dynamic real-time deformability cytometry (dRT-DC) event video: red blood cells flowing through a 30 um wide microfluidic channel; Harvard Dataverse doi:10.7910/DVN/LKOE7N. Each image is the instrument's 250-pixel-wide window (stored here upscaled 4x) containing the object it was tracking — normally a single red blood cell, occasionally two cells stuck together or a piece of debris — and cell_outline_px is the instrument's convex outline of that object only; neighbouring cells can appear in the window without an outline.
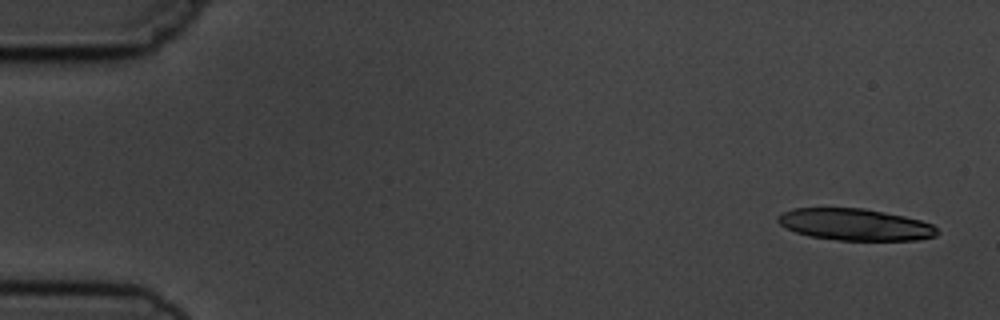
{"species": "common noctule bat (a hibernating species)", "species_latin": "Nyctalus noctula", "temperature_condition": "cold", "stored_images_in_passage": 6, "camera_frame_rate_fps": 3000, "um_per_image_px": 0.085, "animal": {"sex": "male", "body_mass_g": 19.5, "forearm_length_mm": 54.6}, "frame": {"image": 1, "passage_image": 1, "time_ms": 0.0, "image_size_px": [1000, 320], "cell_outline_px": [[940, 232], [936, 236], [916, 240], [840, 240], [808, 236], [796, 232], [780, 224], [776, 220], [776, 216], [792, 208], [864, 208], [904, 216], [920, 220], [932, 224]], "centroid_in_image_um": [72.68, 19.08], "position_along_channel_um": 12.3, "area_um2": 29.42}}
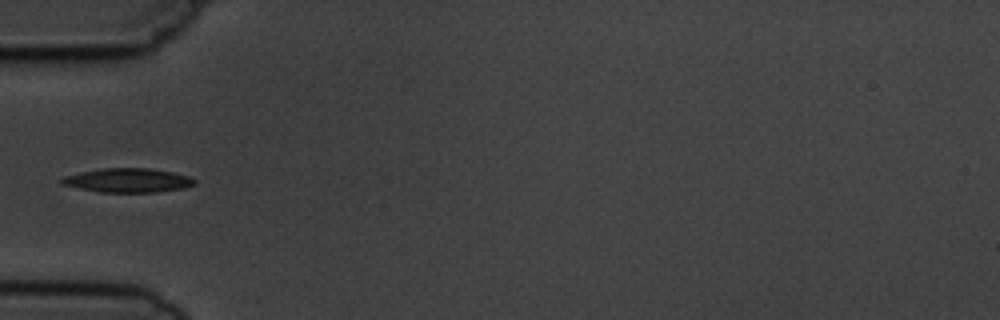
{"frame": {"image": 2, "passage_image": 5, "time_ms": 5.333, "image_size_px": [1000, 320], "cell_outline_px": [[196, 184], [184, 188], [156, 192], [100, 192], [60, 184], [60, 180], [64, 176], [80, 172], [100, 168], [148, 168], [172, 172], [188, 176], [196, 180]], "centroid_in_image_um": [10.86, 15.32], "position_along_channel_um": 74.1, "area_um2": 18.61}}
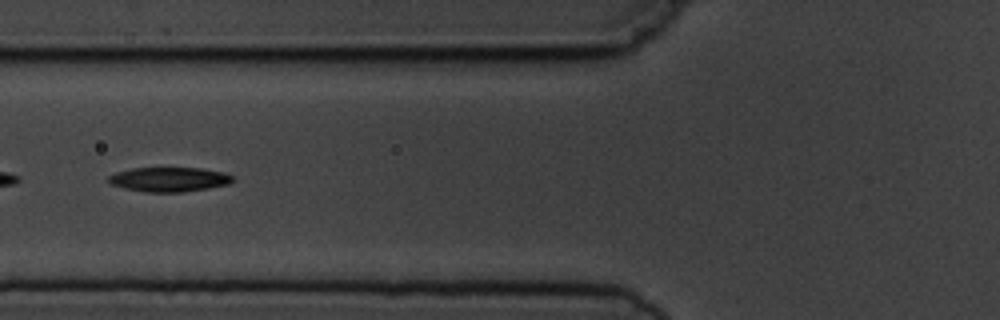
{"frame": {"image": 3, "passage_image": 6, "time_ms": 6.333, "image_size_px": [1000, 320], "cell_outline_px": [[232, 184], [184, 192], [144, 192], [124, 188], [112, 184], [108, 180], [108, 176], [116, 172], [132, 168], [200, 168], [224, 172], [232, 176]], "centroid_in_image_um": [14.39, 15.25], "position_along_channel_um": 111.4, "area_um2": 17.74}}